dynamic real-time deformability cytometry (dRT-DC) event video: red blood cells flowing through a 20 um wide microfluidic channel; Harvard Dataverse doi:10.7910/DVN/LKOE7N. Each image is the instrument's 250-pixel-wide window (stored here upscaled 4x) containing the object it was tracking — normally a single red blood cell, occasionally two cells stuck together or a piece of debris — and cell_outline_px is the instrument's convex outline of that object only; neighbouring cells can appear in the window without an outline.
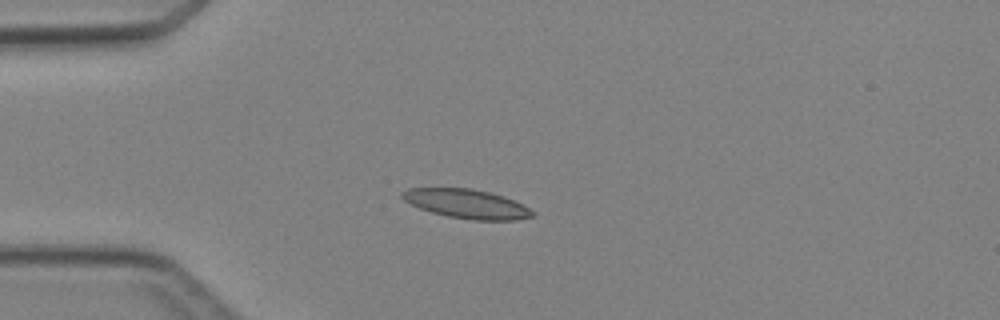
{"species": "Egyptian fruit bat (a non-hibernating species)", "species_latin": "Rousettus aegyptiacus", "temperature_condition": "cold", "stored_images_in_passage": 4, "camera_frame_rate_fps": 3000, "um_per_image_px": 0.085, "animal": {"sex": "female"}, "frame": {"image": 1, "passage_image": 4, "time_ms": 3.333, "image_size_px": [1000, 320], "cell_outline_px": [[536, 216], [516, 220], [472, 220], [448, 216], [432, 212], [420, 208], [404, 200], [400, 196], [400, 192], [408, 188], [472, 188], [504, 196], [536, 212]], "centroid_in_image_um": [39.67, 17.32], "position_along_channel_um": 45.3, "area_um2": 22.02}}